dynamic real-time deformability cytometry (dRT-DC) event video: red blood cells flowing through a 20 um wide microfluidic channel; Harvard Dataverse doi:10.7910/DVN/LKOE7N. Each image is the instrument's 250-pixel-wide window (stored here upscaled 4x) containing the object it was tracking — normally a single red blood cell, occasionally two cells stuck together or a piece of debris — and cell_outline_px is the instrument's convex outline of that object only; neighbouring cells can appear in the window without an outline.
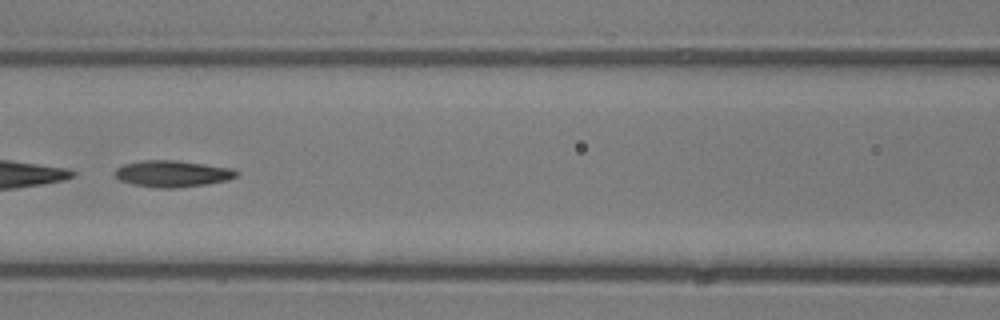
{"species": "common noctule bat (a hibernating species)", "species_latin": "Nyctalus noctula", "temperature_condition": "room temperature", "stored_images_in_passage": 47, "camera_frame_rate_fps": 3000, "um_per_image_px": 0.085, "animal": {"sex": "male", "body_mass_g": 13.3}, "frame": {"image": 1, "passage_image": 22, "time_ms": 7.0, "image_size_px": [1000, 320], "cell_outline_px": [[236, 176], [228, 180], [208, 184], [176, 188], [160, 188], [132, 184], [120, 180], [116, 176], [116, 168], [124, 164], [144, 160], [176, 160], [232, 168], [236, 172]], "centroid_in_image_um": [14.65, 14.77], "position_along_channel_um": 151.9, "area_um2": 18.61}}
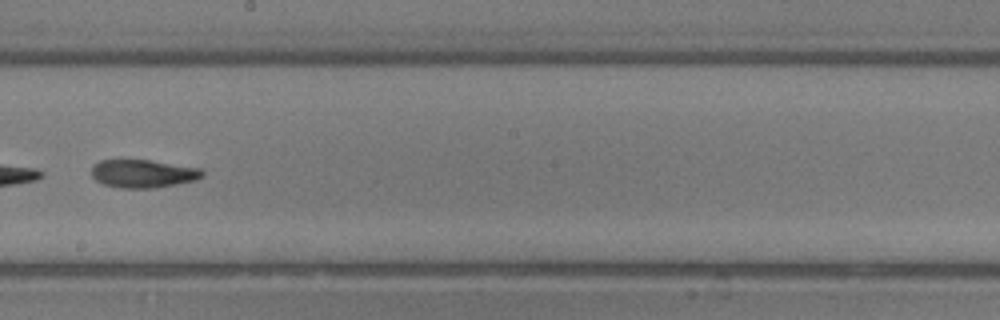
{"frame": {"image": 2, "passage_image": 28, "time_ms": 9.0, "image_size_px": [1000, 320], "cell_outline_px": [[204, 176], [196, 180], [156, 188], [120, 188], [104, 184], [96, 180], [92, 176], [92, 164], [100, 160], [148, 160], [204, 168]], "centroid_in_image_um": [12.19, 14.75], "position_along_channel_um": 236.0, "area_um2": 18.32}}
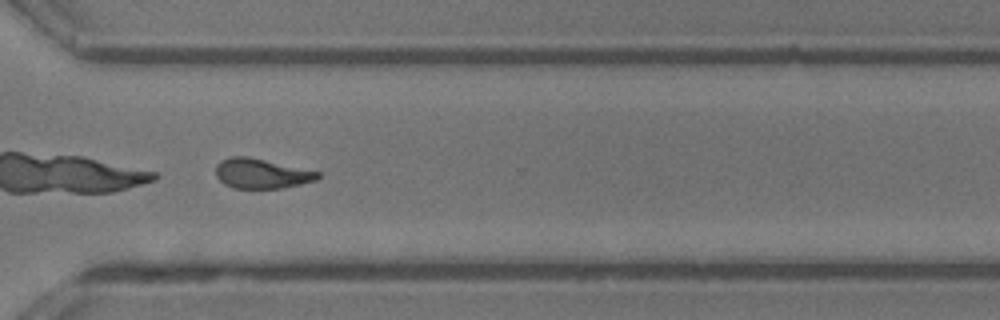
{"frame": {"image": 3, "passage_image": 36, "time_ms": 11.667, "image_size_px": [1000, 320], "cell_outline_px": [[320, 176], [316, 180], [300, 184], [280, 188], [232, 188], [224, 184], [216, 176], [216, 164], [220, 160], [232, 156], [248, 156], [320, 172]], "centroid_in_image_um": [22.19, 14.74], "position_along_channel_um": 348.4, "area_um2": 17.69}}